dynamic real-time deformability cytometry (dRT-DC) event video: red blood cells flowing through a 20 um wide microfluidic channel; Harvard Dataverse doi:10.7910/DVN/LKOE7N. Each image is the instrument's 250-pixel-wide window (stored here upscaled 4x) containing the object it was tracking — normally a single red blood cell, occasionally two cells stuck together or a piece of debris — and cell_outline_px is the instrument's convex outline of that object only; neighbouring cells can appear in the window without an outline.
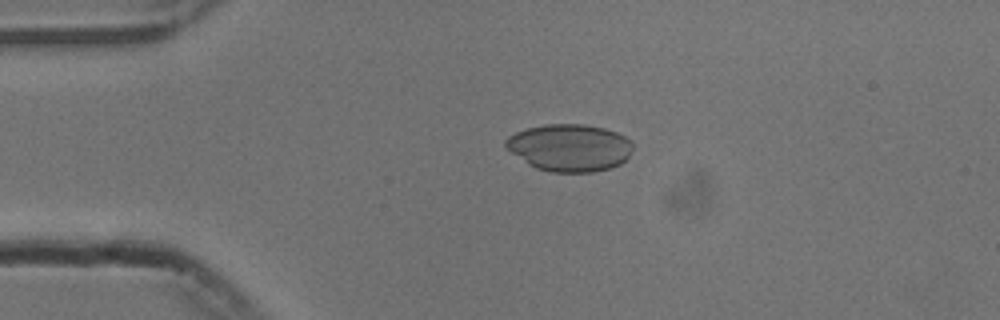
{"species": "common noctule bat (a hibernating species)", "species_latin": "Nyctalus noctula", "temperature_condition": "cold", "stored_images_in_passage": 43, "camera_frame_rate_fps": 3000, "um_per_image_px": 0.085, "animal": {"sex": "male", "body_mass_g": 13.3}, "frame": {"image": 1, "passage_image": 1, "time_ms": 0.0, "image_size_px": [1000, 320], "cell_outline_px": [[632, 148], [628, 156], [620, 164], [612, 168], [592, 172], [552, 172], [536, 168], [528, 164], [512, 152], [504, 144], [504, 140], [508, 136], [516, 132], [528, 128], [544, 124], [584, 124], [604, 128], [616, 132], [624, 136], [632, 144]], "centroid_in_image_um": [48.41, 12.55], "position_along_channel_um": 36.6, "area_um2": 34.85}}
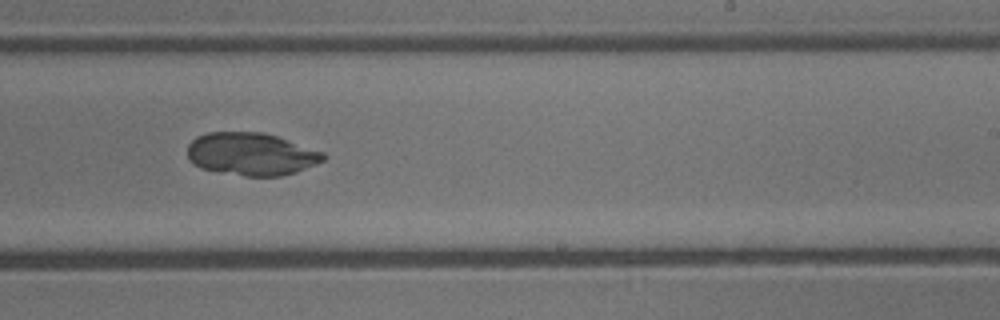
{"frame": {"image": 2, "passage_image": 22, "time_ms": 7.0, "image_size_px": [1000, 320], "cell_outline_px": [[328, 156], [324, 160], [316, 164], [296, 172], [280, 176], [244, 176], [220, 172], [200, 168], [188, 160], [188, 144], [196, 136], [208, 132], [264, 132], [324, 152]], "centroid_in_image_um": [21.35, 13.09], "position_along_channel_um": 267.7, "area_um2": 33.93}}
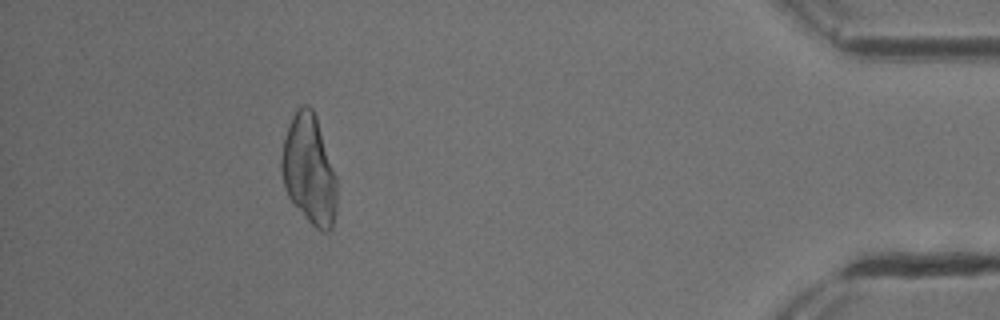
{"frame": {"image": 3, "passage_image": 38, "time_ms": 12.333, "image_size_px": [1000, 320], "cell_outline_px": [[336, 212], [332, 228], [328, 232], [324, 232], [316, 228], [308, 220], [288, 196], [284, 184], [280, 168], [280, 160], [284, 140], [292, 116], [300, 104], [308, 104], [312, 108], [316, 116], [336, 176]], "centroid_in_image_um": [26.27, 14.42], "position_along_channel_um": 408.9, "area_um2": 35.08}}